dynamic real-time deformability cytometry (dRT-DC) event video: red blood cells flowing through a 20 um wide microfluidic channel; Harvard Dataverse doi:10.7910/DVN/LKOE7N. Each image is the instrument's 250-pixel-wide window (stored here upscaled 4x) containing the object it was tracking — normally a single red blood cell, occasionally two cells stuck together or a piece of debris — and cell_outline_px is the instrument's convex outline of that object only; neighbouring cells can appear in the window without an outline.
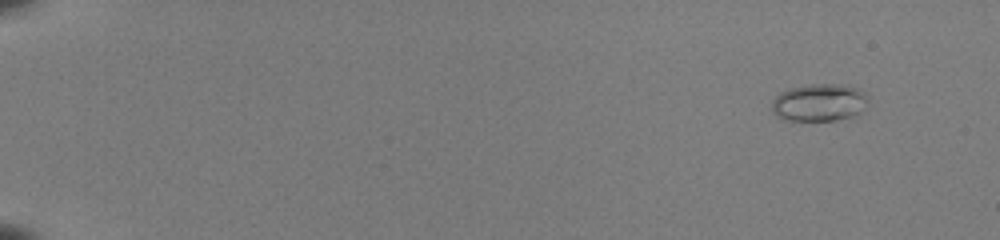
{"species": "common noctule bat (a hibernating species)", "species_latin": "Nyctalus noctula", "temperature_condition": "room temperature", "stored_images_in_passage": 54, "camera_frame_rate_fps": 3000, "um_per_image_px": 0.085, "animal": {"sex": "female", "body_mass_g": 22.0, "forearm_length_mm": 56.7}, "frame": {"image": 1, "passage_image": 5, "time_ms": 1.333, "image_size_px": [1000, 240], "cell_outline_px": [[868, 100], [860, 112], [856, 116], [836, 120], [784, 120], [776, 116], [772, 112], [772, 100], [780, 92], [788, 88], [812, 84], [848, 84], [864, 92], [868, 96]], "centroid_in_image_um": [69.63, 8.71], "position_along_channel_um": 15.4, "area_um2": 21.27}}
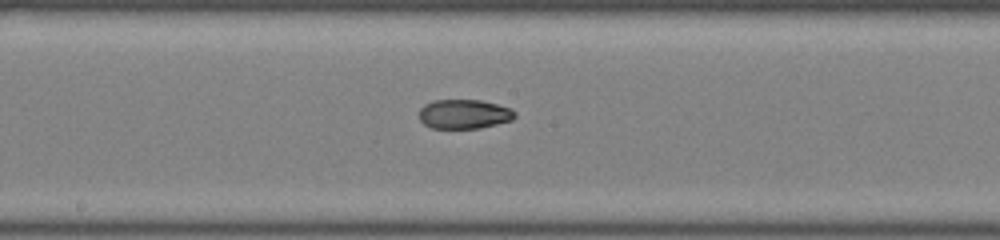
{"frame": {"image": 2, "passage_image": 32, "time_ms": 10.333, "image_size_px": [1000, 240], "cell_outline_px": [[516, 116], [512, 120], [480, 128], [432, 128], [424, 124], [420, 120], [420, 108], [424, 104], [432, 100], [480, 100], [512, 108], [516, 112]], "centroid_in_image_um": [39.46, 9.69], "position_along_channel_um": 208.7, "area_um2": 16.42}}
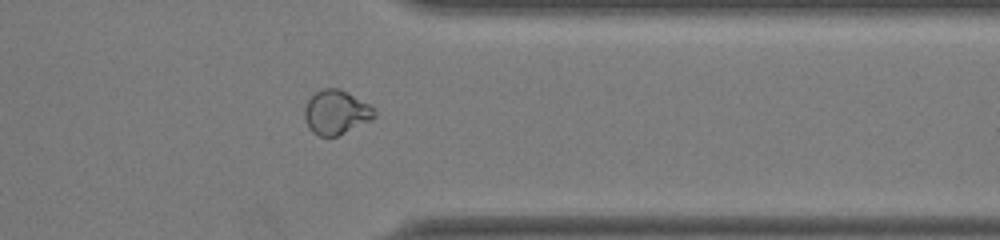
{"frame": {"image": 3, "passage_image": 45, "time_ms": 14.667, "image_size_px": [1000, 240], "cell_outline_px": [[376, 116], [372, 120], [336, 136], [320, 136], [312, 132], [308, 128], [304, 120], [304, 108], [308, 100], [316, 92], [324, 88], [340, 88], [348, 92], [376, 108]], "centroid_in_image_um": [28.58, 9.54], "position_along_channel_um": 382.8, "area_um2": 18.15}, "authors_computed_cell_mechanics": {"area_um2": 17.6579, "velocity_mm_per_s": 4.0297, "shape_relaxation_time_tau1_ms": null, "shape_relaxation_time_tau2_ms": 1.6518, "deformation_change_tau1": null, "deformation_change_tau2": 0.0567}}